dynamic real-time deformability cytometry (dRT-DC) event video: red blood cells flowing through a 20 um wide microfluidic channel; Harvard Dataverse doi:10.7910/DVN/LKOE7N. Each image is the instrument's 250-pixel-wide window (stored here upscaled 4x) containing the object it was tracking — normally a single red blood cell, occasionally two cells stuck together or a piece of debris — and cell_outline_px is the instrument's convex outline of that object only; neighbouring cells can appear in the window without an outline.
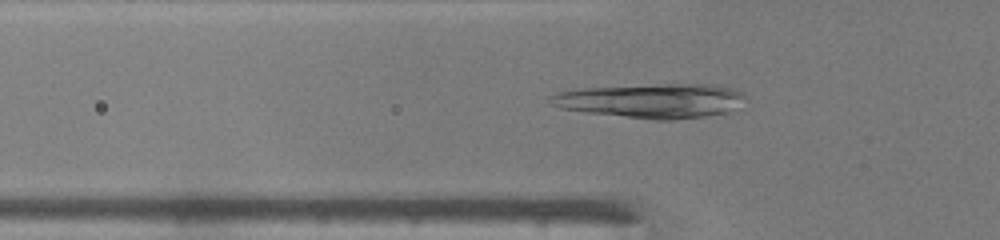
{"species": "common noctule bat (a hibernating species)", "species_latin": "Nyctalus noctula", "temperature_condition": "warm", "stored_images_in_passage": 40, "camera_frame_rate_fps": 3000, "um_per_image_px": 0.085, "animal": {"sex": "male", "body_mass_g": 19.0, "forearm_length_mm": 50.8}, "frame": {"image": 1, "passage_image": 9, "time_ms": 2.667, "image_size_px": [1000, 240], "cell_outline_px": [[744, 96], [728, 112], [708, 116], [672, 120], [652, 120], [588, 112], [560, 108], [552, 104], [548, 100], [548, 96], [556, 92], [584, 88], [668, 84], [716, 84], [732, 88], [740, 92]], "centroid_in_image_um": [55.33, 8.56], "position_along_channel_um": 70.5, "area_um2": 38.67}}
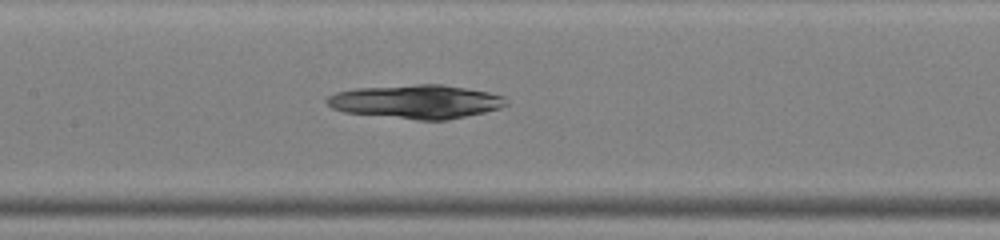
{"frame": {"image": 2, "passage_image": 16, "time_ms": 5.0, "image_size_px": [1000, 240], "cell_outline_px": [[508, 104], [500, 108], [484, 112], [448, 120], [416, 120], [344, 112], [332, 108], [324, 100], [328, 96], [336, 92], [356, 88], [416, 84], [440, 84], [488, 92], [504, 96], [508, 100]], "centroid_in_image_um": [35.37, 8.64], "position_along_channel_um": 172.0, "area_um2": 35.32}}
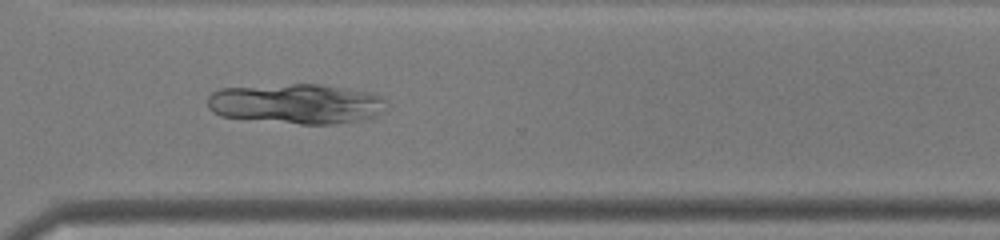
{"frame": {"image": 3, "passage_image": 28, "time_ms": 9.0, "image_size_px": [1000, 240], "cell_outline_px": [[380, 112], [376, 116], [360, 120], [332, 124], [300, 124], [220, 116], [212, 112], [208, 108], [208, 96], [212, 92], [220, 88], [292, 84], [320, 84], [368, 92], [380, 96]], "centroid_in_image_um": [25.08, 8.82], "position_along_channel_um": 345.5, "area_um2": 41.1}}